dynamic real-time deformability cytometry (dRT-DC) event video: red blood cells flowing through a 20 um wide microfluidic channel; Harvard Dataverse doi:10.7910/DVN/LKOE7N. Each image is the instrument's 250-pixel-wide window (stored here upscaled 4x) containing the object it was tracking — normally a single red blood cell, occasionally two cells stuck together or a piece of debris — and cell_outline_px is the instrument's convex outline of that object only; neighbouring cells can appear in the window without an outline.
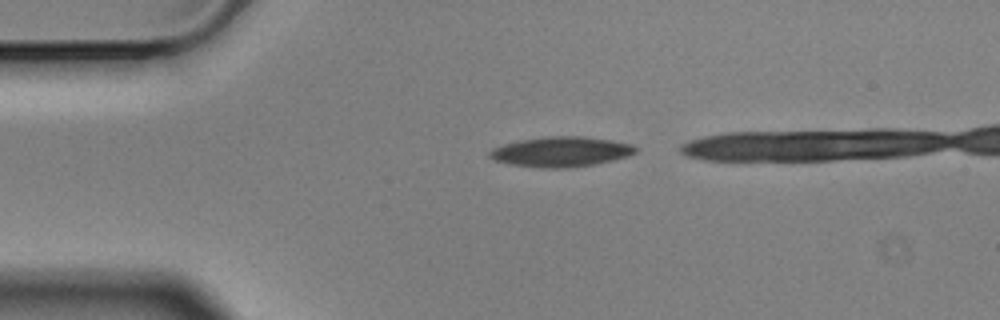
{"species": "Egyptian fruit bat (a non-hibernating species)", "species_latin": "Rousettus aegyptiacus", "temperature_condition": "cold", "stored_images_in_passage": 3, "camera_frame_rate_fps": 3000, "um_per_image_px": 0.085, "animal": {"sex": "male"}, "frame": {"image": 1, "passage_image": 1, "time_ms": 0.0, "image_size_px": [1000, 320], "cell_outline_px": [[640, 148], [636, 152], [628, 156], [612, 160], [592, 164], [568, 168], [540, 168], [512, 164], [496, 160], [488, 156], [488, 152], [492, 148], [504, 144], [520, 140], [548, 136], [580, 136], [612, 140], [632, 144]], "centroid_in_image_um": [47.7, 12.89], "position_along_channel_um": 37.3, "area_um2": 25.49}}